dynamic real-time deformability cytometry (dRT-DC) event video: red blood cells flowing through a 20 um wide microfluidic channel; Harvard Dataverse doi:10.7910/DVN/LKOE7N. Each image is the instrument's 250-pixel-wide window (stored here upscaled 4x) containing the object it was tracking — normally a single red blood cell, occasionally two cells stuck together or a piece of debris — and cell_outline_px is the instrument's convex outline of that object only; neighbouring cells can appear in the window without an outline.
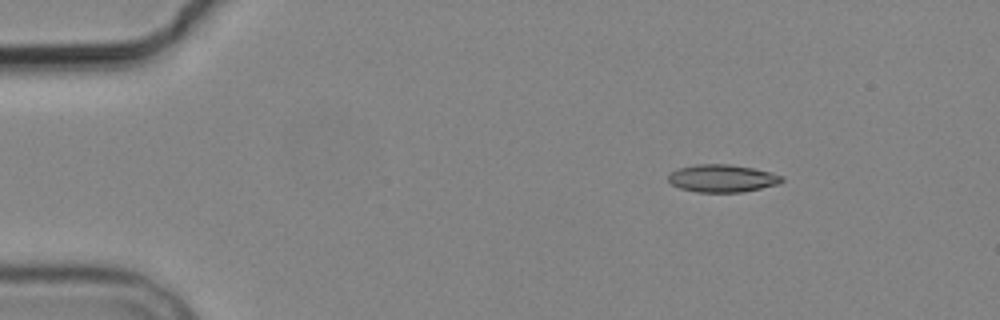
{"species": "common noctule bat (a hibernating species)", "species_latin": "Nyctalus noctula", "temperature_condition": "cold", "stored_images_in_passage": 6, "camera_frame_rate_fps": 3000, "um_per_image_px": 0.085, "animal": {"sex": "male", "body_mass_g": 19.2, "forearm_length_mm": 51.8}, "frame": {"image": 1, "passage_image": 1, "time_ms": 0.0, "image_size_px": [1000, 320], "cell_outline_px": [[784, 180], [780, 184], [744, 192], [696, 192], [680, 188], [672, 184], [668, 180], [668, 176], [672, 172], [680, 168], [696, 164], [728, 164], [752, 168], [772, 172], [784, 176]], "centroid_in_image_um": [61.44, 15.16], "position_along_channel_um": 23.6, "area_um2": 18.32}}
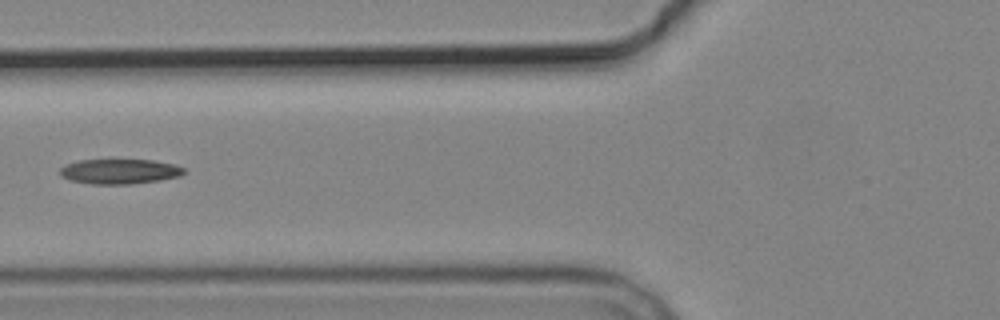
{"frame": {"image": 2, "passage_image": 5, "time_ms": 4.667, "image_size_px": [1000, 320], "cell_outline_px": [[184, 172], [180, 176], [160, 180], [132, 184], [92, 184], [68, 180], [60, 176], [60, 168], [64, 164], [80, 160], [152, 160], [176, 164], [184, 168]], "centroid_in_image_um": [10.14, 14.57], "position_along_channel_um": 115.7, "area_um2": 18.15}}
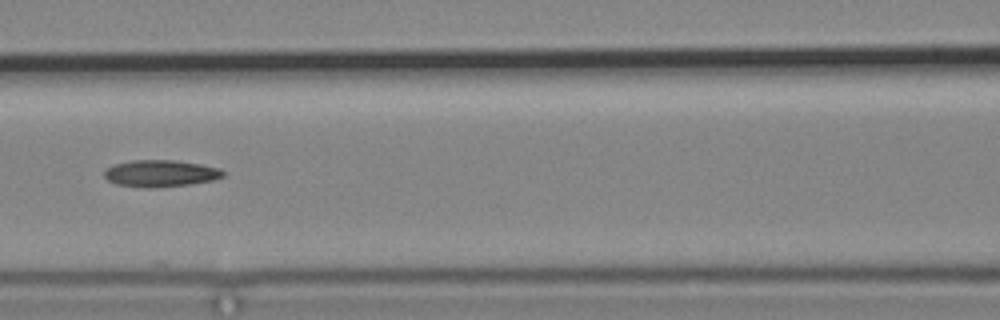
{"frame": {"image": 3, "passage_image": 6, "time_ms": 5.667, "image_size_px": [1000, 320], "cell_outline_px": [[224, 176], [212, 180], [188, 184], [148, 188], [116, 184], [108, 180], [104, 176], [104, 172], [112, 164], [132, 160], [176, 160], [200, 164], [220, 168], [224, 172]], "centroid_in_image_um": [13.63, 14.73], "position_along_channel_um": 153.0, "area_um2": 18.44}}